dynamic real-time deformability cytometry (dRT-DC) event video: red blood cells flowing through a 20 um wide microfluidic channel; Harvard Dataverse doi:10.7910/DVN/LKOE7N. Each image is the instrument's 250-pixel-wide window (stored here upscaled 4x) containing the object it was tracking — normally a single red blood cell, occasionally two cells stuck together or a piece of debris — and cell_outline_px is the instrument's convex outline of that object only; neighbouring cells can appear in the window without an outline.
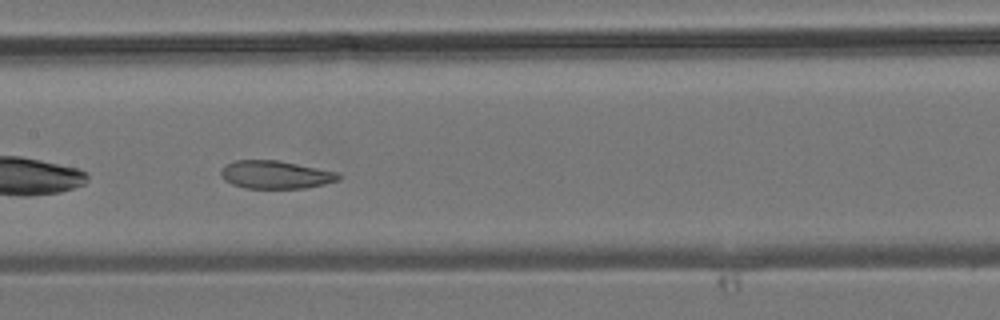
{"species": "common noctule bat (a hibernating species)", "species_latin": "Nyctalus noctula", "temperature_condition": "room temperature", "stored_images_in_passage": 27, "camera_frame_rate_fps": 3000, "um_per_image_px": 0.085, "animal": {"sex": "male", "body_mass_g": 19.2, "forearm_length_mm": 51.8}, "frame": {"image": 1, "passage_image": 11, "time_ms": 3.333, "image_size_px": [1000, 320], "cell_outline_px": [[340, 180], [324, 184], [304, 188], [248, 188], [232, 184], [224, 180], [220, 176], [220, 168], [232, 160], [280, 160], [336, 172], [340, 176]], "centroid_in_image_um": [23.37, 14.84], "position_along_channel_um": 184.0, "area_um2": 19.25}}
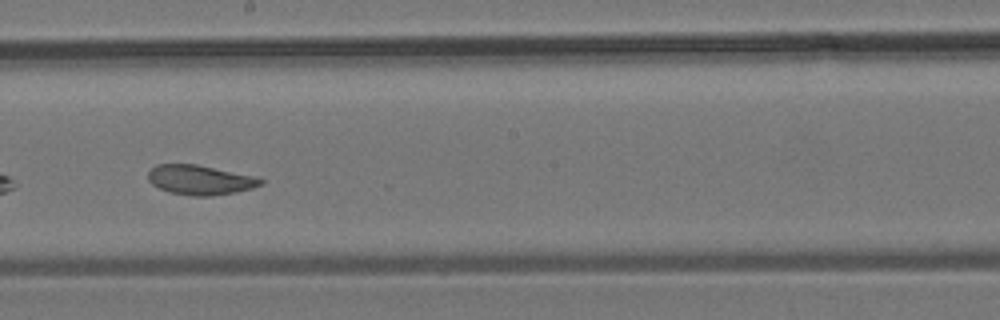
{"frame": {"image": 2, "passage_image": 14, "time_ms": 4.333, "image_size_px": [1000, 320], "cell_outline_px": [[264, 184], [252, 188], [236, 192], [208, 196], [192, 196], [168, 192], [152, 184], [148, 180], [148, 172], [156, 164], [196, 164], [256, 176], [264, 180]], "centroid_in_image_um": [17.02, 15.29], "position_along_channel_um": 231.2, "area_um2": 19.54}}
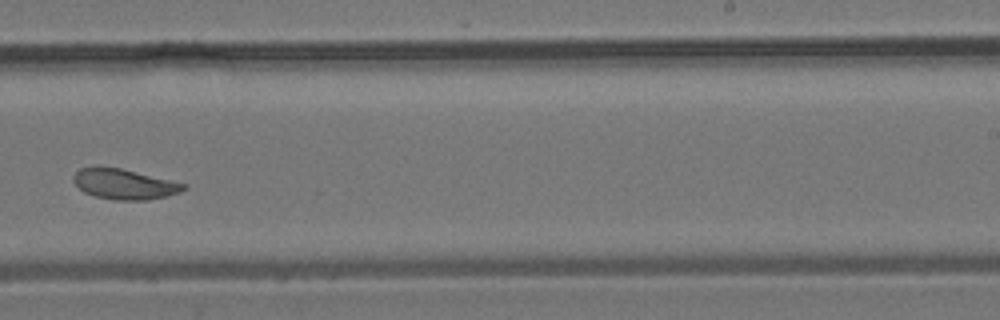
{"frame": {"image": 3, "passage_image": 17, "time_ms": 5.333, "image_size_px": [1000, 320], "cell_outline_px": [[188, 188], [180, 192], [168, 196], [148, 200], [116, 200], [96, 196], [84, 192], [72, 180], [72, 176], [80, 168], [120, 168], [188, 184]], "centroid_in_image_um": [10.62, 15.67], "position_along_channel_um": 278.4, "area_um2": 19.25}}